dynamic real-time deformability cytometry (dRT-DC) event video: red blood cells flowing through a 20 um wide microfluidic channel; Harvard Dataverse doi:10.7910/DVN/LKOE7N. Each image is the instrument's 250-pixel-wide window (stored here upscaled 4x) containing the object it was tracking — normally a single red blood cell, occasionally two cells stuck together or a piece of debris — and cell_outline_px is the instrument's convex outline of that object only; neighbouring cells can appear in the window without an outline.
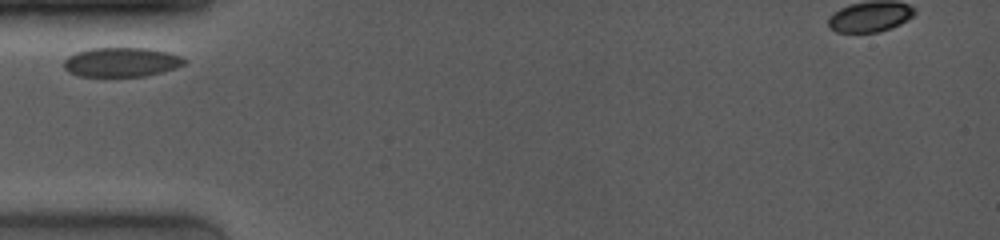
{"species": "common noctule bat (a hibernating species)", "species_latin": "Nyctalus noctula", "temperature_condition": "room temperature", "stored_images_in_passage": 5, "camera_frame_rate_fps": 4000, "um_per_image_px": 0.085, "animal": {"sex": "female", "body_mass_g": 19.0, "forearm_length_mm": 53.3}, "frame": {"image": 1, "passage_image": 1, "time_ms": 0.0, "image_size_px": [1000, 240], "cell_outline_px": [[188, 60], [184, 64], [176, 68], [144, 76], [76, 76], [68, 72], [64, 68], [64, 60], [68, 56], [76, 52], [92, 48], [148, 48], [168, 52], [180, 56]], "centroid_in_image_um": [10.31, 5.28], "position_along_channel_um": 74.7, "area_um2": 20.63}}
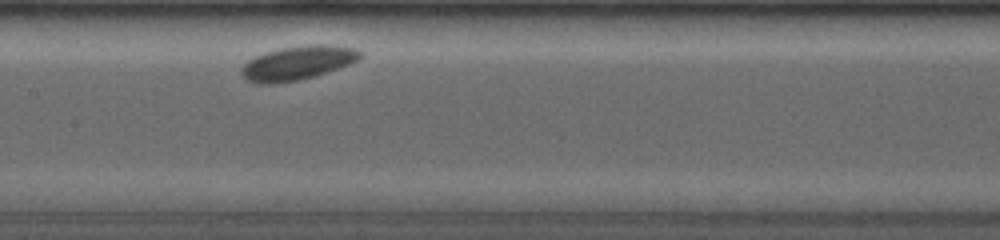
{"frame": {"image": 2, "passage_image": 4, "time_ms": 3.0, "image_size_px": [1000, 240], "cell_outline_px": [[360, 60], [312, 76], [296, 80], [276, 84], [260, 84], [248, 80], [240, 72], [240, 68], [248, 60], [264, 52], [280, 48], [304, 44], [332, 44], [356, 48], [360, 52]], "centroid_in_image_um": [25.27, 5.32], "position_along_channel_um": 182.1, "area_um2": 23.41}}